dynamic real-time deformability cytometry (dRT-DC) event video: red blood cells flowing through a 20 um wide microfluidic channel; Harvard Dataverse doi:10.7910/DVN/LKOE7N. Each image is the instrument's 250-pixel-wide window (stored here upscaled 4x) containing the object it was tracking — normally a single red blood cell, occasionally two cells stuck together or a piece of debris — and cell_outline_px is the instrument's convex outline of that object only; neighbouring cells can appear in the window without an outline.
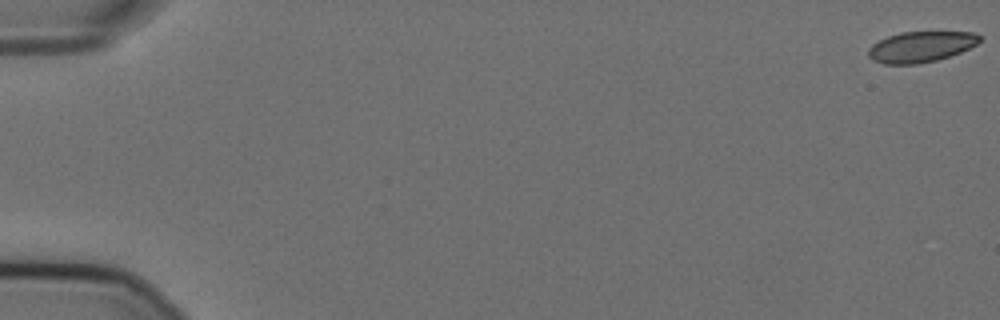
{"species": "Egyptian fruit bat (a non-hibernating species)", "species_latin": "Rousettus aegyptiacus", "temperature_condition": "cold", "stored_images_in_passage": 29, "camera_frame_rate_fps": 3000, "um_per_image_px": 0.085, "animal": {"sex": "female"}, "frame": {"image": 1, "passage_image": 1, "time_ms": 0.0, "image_size_px": [1000, 320], "cell_outline_px": [[984, 36], [976, 44], [960, 52], [936, 60], [916, 64], [884, 64], [872, 60], [868, 56], [868, 48], [872, 44], [888, 36], [900, 32], [976, 32]], "centroid_in_image_um": [78.27, 3.97], "position_along_channel_um": 6.7, "area_um2": 19.94}}
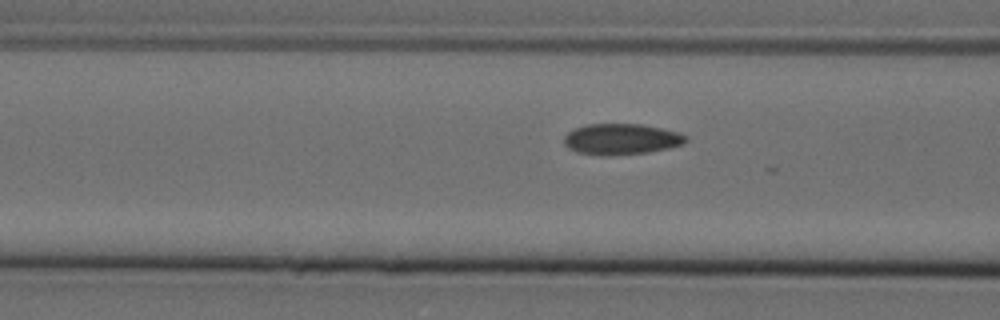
{"frame": {"image": 2, "passage_image": 24, "time_ms": 7.667, "image_size_px": [1000, 320], "cell_outline_px": [[688, 140], [684, 144], [668, 148], [648, 152], [608, 156], [600, 156], [576, 152], [568, 148], [564, 144], [564, 136], [568, 132], [584, 124], [644, 124], [680, 132], [688, 136]], "centroid_in_image_um": [52.82, 11.83], "position_along_channel_um": 113.8, "area_um2": 22.31}}
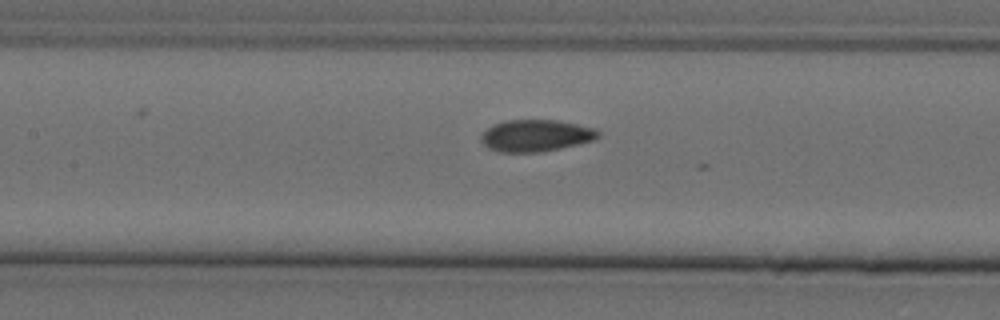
{"frame": {"image": 3, "passage_image": 28, "time_ms": 9.0, "image_size_px": [1000, 320], "cell_outline_px": [[600, 136], [592, 140], [544, 152], [496, 152], [488, 148], [480, 140], [480, 136], [492, 124], [504, 120], [556, 120], [596, 128], [600, 132]], "centroid_in_image_um": [45.51, 11.52], "position_along_channel_um": 161.9, "area_um2": 21.79}}